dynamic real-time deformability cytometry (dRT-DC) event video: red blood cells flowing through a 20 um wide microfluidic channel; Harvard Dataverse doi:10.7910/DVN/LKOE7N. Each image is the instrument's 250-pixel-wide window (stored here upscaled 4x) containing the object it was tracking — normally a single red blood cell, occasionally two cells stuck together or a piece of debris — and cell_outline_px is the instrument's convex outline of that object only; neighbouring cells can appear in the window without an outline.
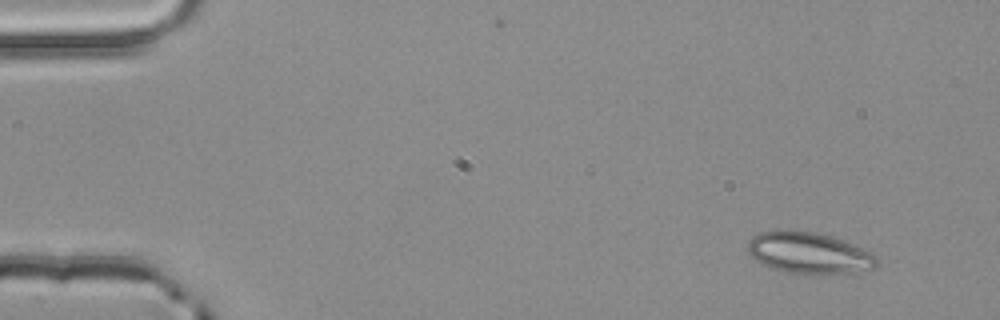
{"species": "common noctule bat (a hibernating species)", "species_latin": "Nyctalus noctula", "temperature_condition": "room temperature", "stored_images_in_passage": 3, "camera_frame_rate_fps": 3000, "um_per_image_px": 0.085, "animal": {"sex": "male", "body_mass_g": 20.4}, "frame": {"image": 1, "passage_image": 1, "time_ms": 0.0, "image_size_px": [1000, 320], "cell_outline_px": [[876, 264], [872, 268], [852, 272], [808, 276], [784, 272], [772, 268], [748, 256], [744, 248], [748, 240], [752, 236], [760, 232], [788, 228], [816, 232], [844, 240], [856, 244], [872, 252], [876, 256]], "centroid_in_image_um": [68.68, 21.49], "position_along_channel_um": 16.3, "area_um2": 32.19}}